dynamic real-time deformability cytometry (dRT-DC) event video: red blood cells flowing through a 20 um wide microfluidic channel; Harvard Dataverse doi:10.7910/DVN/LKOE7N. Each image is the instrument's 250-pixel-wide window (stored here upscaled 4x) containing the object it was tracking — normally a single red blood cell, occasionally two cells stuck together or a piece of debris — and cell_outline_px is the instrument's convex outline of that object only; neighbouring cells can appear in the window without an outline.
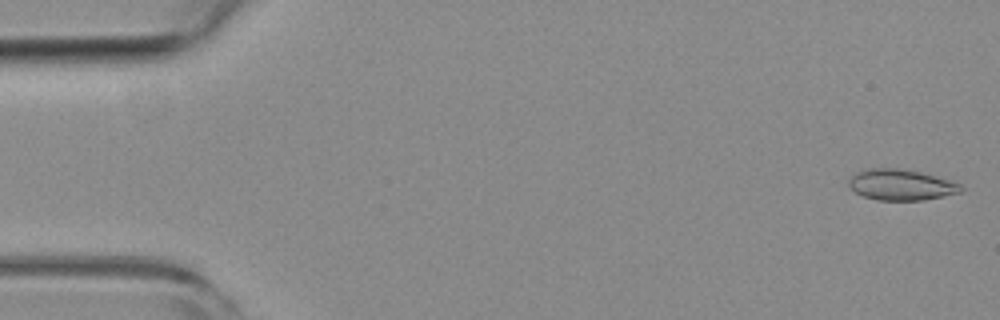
{"species": "common noctule bat (a hibernating species)", "species_latin": "Nyctalus noctula", "temperature_condition": "room temperature", "stored_images_in_passage": 52, "camera_frame_rate_fps": 3000, "um_per_image_px": 0.085, "animal": {"sex": "female", "body_mass_g": 19.3, "forearm_length_mm": 54.1}, "frame": {"image": 1, "passage_image": 1, "time_ms": 0.0, "image_size_px": [1000, 320], "cell_outline_px": [[964, 188], [960, 192], [924, 200], [876, 200], [864, 196], [856, 192], [848, 184], [848, 180], [856, 172], [864, 168], [900, 168], [920, 172], [936, 176], [960, 184]], "centroid_in_image_um": [76.56, 15.7], "position_along_channel_um": 8.4, "area_um2": 20.11}}
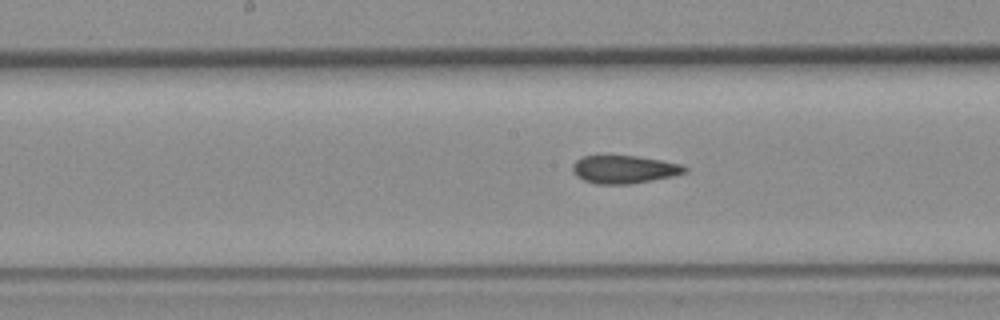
{"frame": {"image": 2, "passage_image": 26, "time_ms": 8.333, "image_size_px": [1000, 320], "cell_outline_px": [[688, 172], [672, 176], [632, 184], [596, 184], [584, 180], [576, 176], [572, 172], [572, 164], [576, 160], [584, 156], [636, 156], [660, 160], [680, 164], [688, 168]], "centroid_in_image_um": [53.04, 14.41], "position_along_channel_um": 195.2, "area_um2": 18.26}}
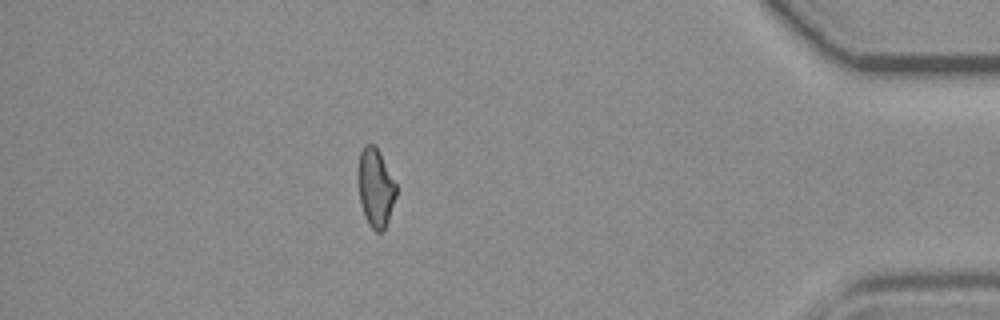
{"frame": {"image": 3, "passage_image": 46, "time_ms": 15.0, "image_size_px": [1000, 320], "cell_outline_px": [[396, 196], [384, 232], [376, 232], [368, 224], [360, 200], [356, 176], [356, 172], [360, 152], [364, 144], [372, 144], [376, 148], [396, 184]], "centroid_in_image_um": [31.89, 15.97], "position_along_channel_um": 403.3, "area_um2": 17.34}, "authors_computed_cell_mechanics": {"area_um2": 18.8139, "velocity_mm_per_s": 3.862, "shape_relaxation_time_tau1_ms": null, "shape_relaxation_time_tau2_ms": 2.0536, "deformation_change_tau1": null, "deformation_change_tau2": 0.0759}}